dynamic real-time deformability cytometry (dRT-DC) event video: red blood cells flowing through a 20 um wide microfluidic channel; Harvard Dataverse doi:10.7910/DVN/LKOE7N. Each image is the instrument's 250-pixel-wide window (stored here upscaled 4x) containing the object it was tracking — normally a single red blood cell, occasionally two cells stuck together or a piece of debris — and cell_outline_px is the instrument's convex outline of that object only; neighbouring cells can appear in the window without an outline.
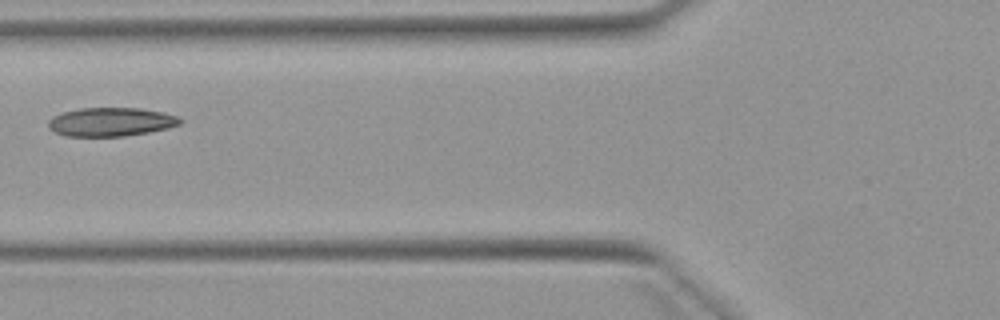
{"species": "Egyptian fruit bat (a non-hibernating species)", "species_latin": "Rousettus aegyptiacus", "temperature_condition": "warm", "stored_images_in_passage": 5, "camera_frame_rate_fps": 3000, "um_per_image_px": 0.085, "animal": {"sex": "female"}, "frame": {"image": 1, "passage_image": 5, "time_ms": 4.667, "image_size_px": [1000, 320], "cell_outline_px": [[184, 120], [180, 124], [168, 128], [148, 132], [124, 136], [64, 136], [48, 128], [48, 120], [52, 116], [64, 112], [80, 108], [140, 108], [164, 112], [176, 116]], "centroid_in_image_um": [9.42, 10.36], "position_along_channel_um": 116.4, "area_um2": 22.08}}